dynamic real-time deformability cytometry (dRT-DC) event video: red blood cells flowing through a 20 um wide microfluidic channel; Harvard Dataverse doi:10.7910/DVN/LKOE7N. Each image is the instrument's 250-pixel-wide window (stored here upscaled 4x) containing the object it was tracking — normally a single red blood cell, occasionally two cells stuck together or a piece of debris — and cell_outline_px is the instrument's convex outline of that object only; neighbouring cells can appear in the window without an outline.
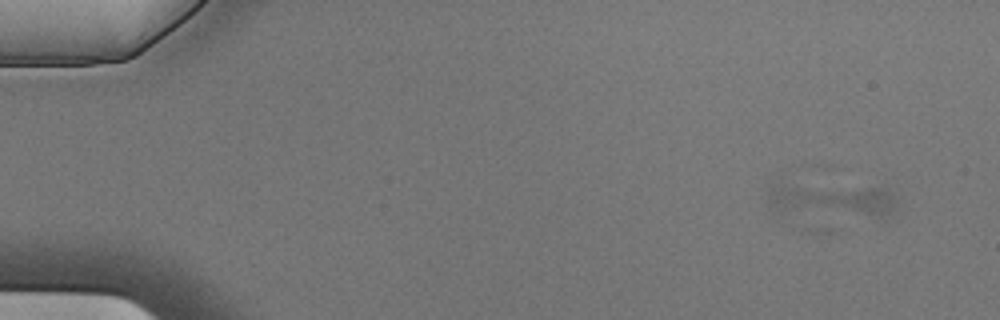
{"species": "Egyptian fruit bat (a non-hibernating species)", "species_latin": "Rousettus aegyptiacus", "temperature_condition": "cold", "stored_images_in_passage": 4, "camera_frame_rate_fps": 3000, "um_per_image_px": 0.085, "animal": {"sex": "male"}, "frame": {"image": 1, "passage_image": 1, "time_ms": 0.0, "image_size_px": [1000, 320], "cell_outline_px": [[896, 208], [888, 216], [876, 216], [768, 208], [768, 188], [888, 188], [892, 192], [896, 200]], "centroid_in_image_um": [70.93, 17.04], "position_along_channel_um": 14.1, "area_um2": 22.25}}